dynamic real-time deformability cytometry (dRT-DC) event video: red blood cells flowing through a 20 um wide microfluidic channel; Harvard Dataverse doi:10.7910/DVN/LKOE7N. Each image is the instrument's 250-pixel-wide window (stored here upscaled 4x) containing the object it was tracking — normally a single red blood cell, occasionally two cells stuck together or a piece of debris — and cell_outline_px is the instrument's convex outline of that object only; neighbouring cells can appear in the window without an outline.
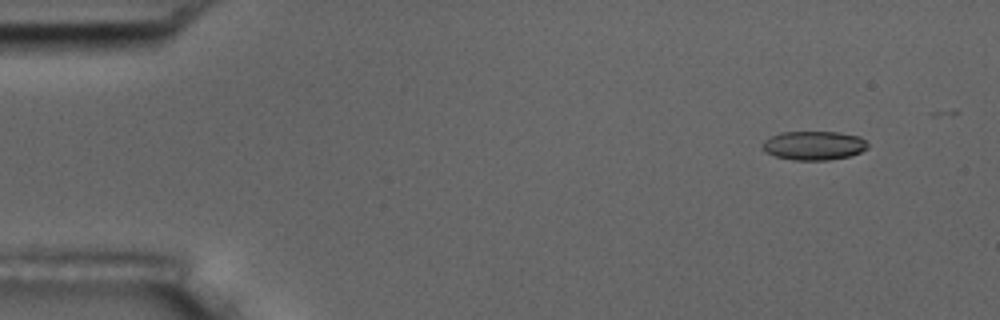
{"species": "common noctule bat (a hibernating species)", "species_latin": "Nyctalus noctula", "temperature_condition": "room temperature", "stored_images_in_passage": 4, "camera_frame_rate_fps": 3000, "um_per_image_px": 0.085, "animal": {"sex": "male", "body_mass_g": 17.5, "forearm_length_mm": 52.3}, "frame": {"image": 1, "passage_image": 1, "time_ms": 0.0, "image_size_px": [1000, 320], "cell_outline_px": [[868, 148], [860, 152], [848, 156], [828, 160], [796, 160], [776, 156], [768, 152], [760, 144], [764, 140], [780, 132], [840, 132], [860, 136], [868, 144]], "centroid_in_image_um": [69.2, 12.36], "position_along_channel_um": 15.8, "area_um2": 17.63}}
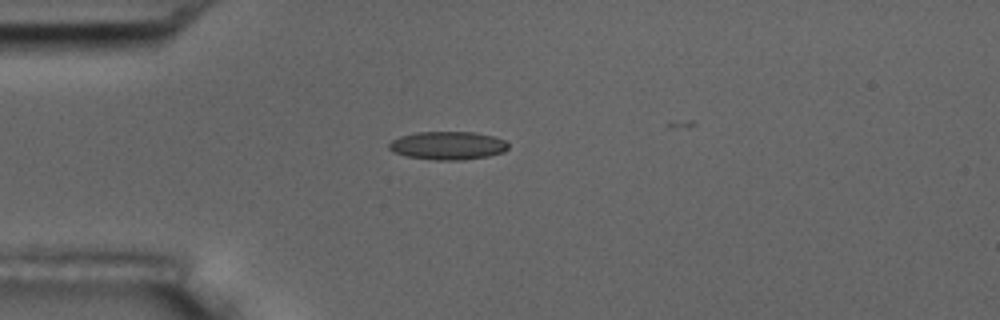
{"frame": {"image": 2, "passage_image": 4, "time_ms": 1.0, "image_size_px": [1000, 320], "cell_outline_px": [[508, 148], [504, 152], [488, 156], [460, 160], [436, 160], [404, 156], [392, 152], [388, 148], [388, 144], [392, 140], [400, 136], [416, 132], [476, 132], [496, 136], [504, 140], [508, 144]], "centroid_in_image_um": [38.05, 12.37], "position_along_channel_um": 46.9, "area_um2": 19.83}}